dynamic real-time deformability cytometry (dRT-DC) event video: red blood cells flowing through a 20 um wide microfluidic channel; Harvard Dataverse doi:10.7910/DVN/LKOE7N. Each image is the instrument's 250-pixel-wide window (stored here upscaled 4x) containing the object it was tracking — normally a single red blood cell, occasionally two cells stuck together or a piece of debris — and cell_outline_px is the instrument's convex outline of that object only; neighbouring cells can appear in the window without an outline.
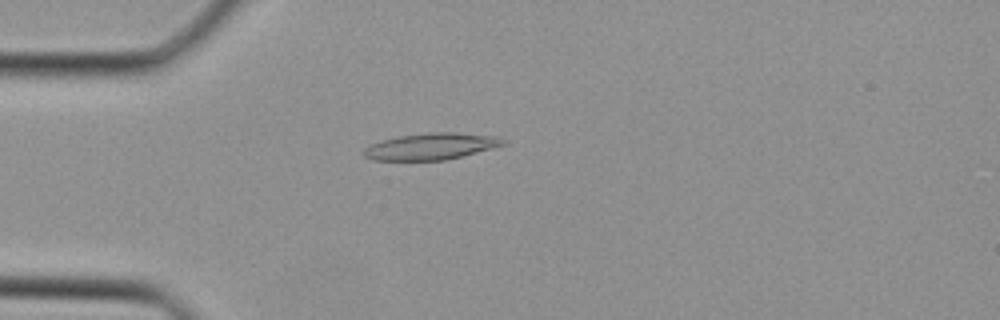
{"species": "Egyptian fruit bat (a non-hibernating species)", "species_latin": "Rousettus aegyptiacus", "temperature_condition": "cold", "stored_images_in_passage": 38, "camera_frame_rate_fps": 3000, "um_per_image_px": 0.085, "animal": {"sex": "female"}, "frame": {"image": 1, "passage_image": 10, "time_ms": 3.0, "image_size_px": [1000, 320], "cell_outline_px": [[508, 140], [504, 144], [460, 156], [444, 160], [372, 160], [364, 156], [360, 152], [364, 148], [372, 144], [384, 140], [400, 136], [428, 132], [452, 132], [492, 136]], "centroid_in_image_um": [36.56, 12.44], "position_along_channel_um": 48.4, "area_um2": 21.15}}
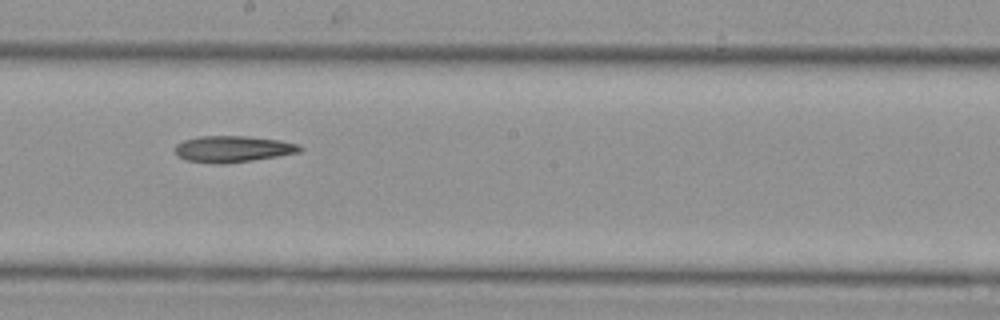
{"frame": {"image": 2, "passage_image": 21, "time_ms": 6.667, "image_size_px": [1000, 320], "cell_outline_px": [[304, 148], [300, 152], [252, 160], [220, 164], [184, 160], [176, 152], [176, 144], [184, 140], [200, 136], [248, 136], [280, 140], [296, 144]], "centroid_in_image_um": [19.79, 12.65], "position_along_channel_um": 228.4, "area_um2": 18.96}}
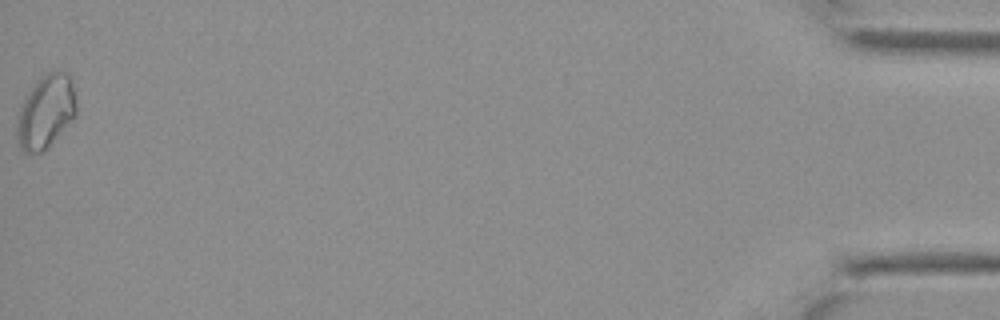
{"frame": {"image": 3, "passage_image": 38, "time_ms": 12.333, "image_size_px": [1000, 320], "cell_outline_px": [[76, 116], [40, 152], [24, 152], [20, 148], [16, 136], [16, 128], [20, 108], [24, 100], [40, 76], [52, 68], [56, 68], [68, 72], [72, 76], [76, 104]], "centroid_in_image_um": [3.92, 9.39], "position_along_channel_um": 431.3, "area_um2": 25.26}}